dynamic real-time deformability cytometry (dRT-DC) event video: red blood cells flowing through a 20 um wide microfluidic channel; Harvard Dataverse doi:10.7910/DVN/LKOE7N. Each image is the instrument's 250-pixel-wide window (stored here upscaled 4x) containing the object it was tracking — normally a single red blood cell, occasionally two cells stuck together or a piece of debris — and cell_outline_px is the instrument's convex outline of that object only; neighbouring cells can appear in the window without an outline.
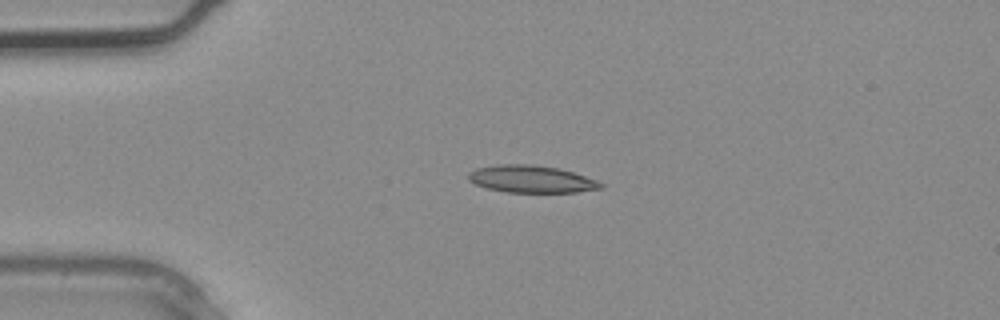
{"species": "common noctule bat (a hibernating species)", "species_latin": "Nyctalus noctula", "temperature_condition": "warm", "stored_images_in_passage": 2, "camera_frame_rate_fps": 3000, "um_per_image_px": 0.085, "animal": {"sex": "male", "body_mass_g": 20.4}, "frame": {"image": 1, "passage_image": 1, "time_ms": 0.0, "image_size_px": [1000, 320], "cell_outline_px": [[604, 188], [576, 192], [504, 192], [488, 188], [476, 184], [468, 180], [468, 172], [476, 168], [496, 164], [532, 164], [560, 168], [596, 180], [604, 184]], "centroid_in_image_um": [45.15, 15.21], "position_along_channel_um": 39.9, "area_um2": 21.1}}
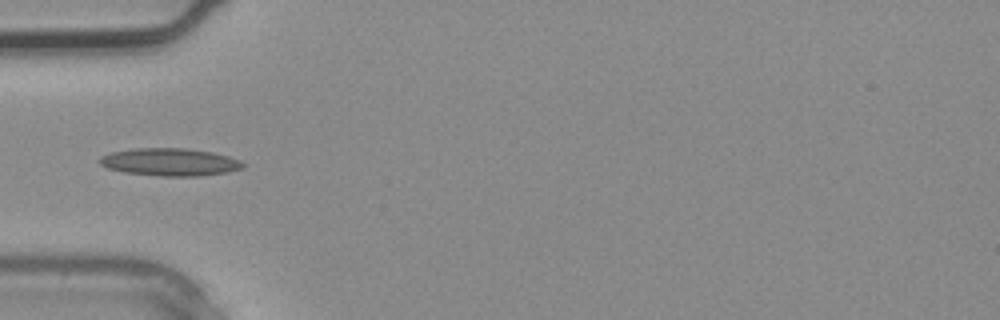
{"frame": {"image": 2, "passage_image": 2, "time_ms": 0.333, "image_size_px": [1000, 320], "cell_outline_px": [[244, 168], [228, 172], [200, 176], [160, 176], [124, 172], [108, 168], [100, 164], [96, 160], [100, 156], [112, 152], [132, 148], [188, 148], [212, 152], [228, 156], [240, 160], [244, 164]], "centroid_in_image_um": [14.43, 13.77], "position_along_channel_um": 70.6, "area_um2": 23.24}}